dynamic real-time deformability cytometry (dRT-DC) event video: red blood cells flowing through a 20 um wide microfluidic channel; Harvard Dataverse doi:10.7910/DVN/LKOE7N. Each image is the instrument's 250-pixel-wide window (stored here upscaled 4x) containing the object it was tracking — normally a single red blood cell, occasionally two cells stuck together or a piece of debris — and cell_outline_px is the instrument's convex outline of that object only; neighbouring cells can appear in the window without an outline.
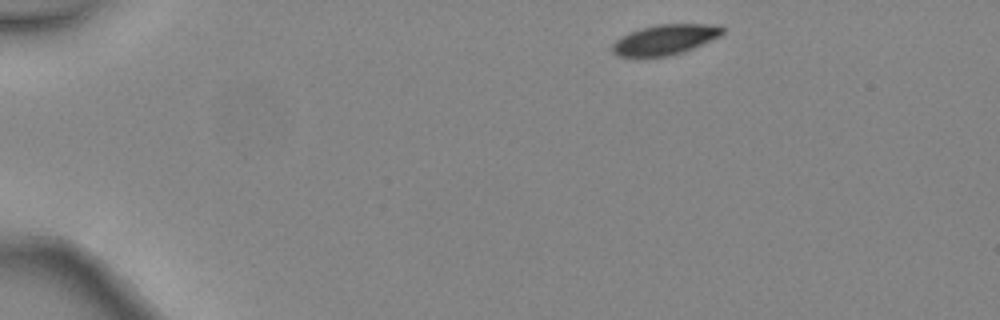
{"species": "common noctule bat (a hibernating species)", "species_latin": "Nyctalus noctula", "temperature_condition": "warm", "stored_images_in_passage": 2, "camera_frame_rate_fps": 3000, "um_per_image_px": 0.085, "animal": {"sex": "female", "body_mass_g": 24.6, "forearm_length_mm": 56.2}, "frame": {"image": 1, "passage_image": 1, "time_ms": 0.0, "image_size_px": [1000, 320], "cell_outline_px": [[724, 32], [720, 36], [684, 52], [668, 56], [616, 56], [612, 52], [612, 44], [620, 36], [628, 32], [640, 28], [656, 24], [716, 24], [724, 28]], "centroid_in_image_um": [56.51, 3.35], "position_along_channel_um": 28.5, "area_um2": 19.48}}